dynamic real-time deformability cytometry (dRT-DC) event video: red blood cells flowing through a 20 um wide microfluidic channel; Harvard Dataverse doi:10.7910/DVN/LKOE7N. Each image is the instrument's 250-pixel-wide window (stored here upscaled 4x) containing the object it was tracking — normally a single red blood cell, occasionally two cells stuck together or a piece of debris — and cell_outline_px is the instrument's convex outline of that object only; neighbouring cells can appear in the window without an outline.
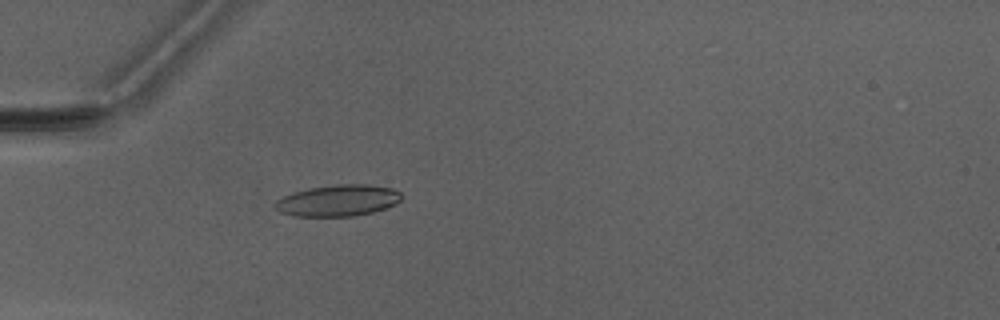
{"species": "Egyptian fruit bat (a non-hibernating species)", "species_latin": "Rousettus aegyptiacus", "temperature_condition": "warm", "stored_images_in_passage": 5, "camera_frame_rate_fps": 3000, "um_per_image_px": 0.085, "animal": {"sex": "male"}, "frame": {"image": 1, "passage_image": 5, "time_ms": 4.667, "image_size_px": [1000, 320], "cell_outline_px": [[400, 200], [396, 204], [372, 212], [352, 216], [296, 216], [280, 212], [272, 204], [276, 200], [292, 192], [308, 188], [336, 184], [368, 184], [392, 188], [400, 192]], "centroid_in_image_um": [28.7, 17.03], "position_along_channel_um": 56.3, "area_um2": 23.12}}